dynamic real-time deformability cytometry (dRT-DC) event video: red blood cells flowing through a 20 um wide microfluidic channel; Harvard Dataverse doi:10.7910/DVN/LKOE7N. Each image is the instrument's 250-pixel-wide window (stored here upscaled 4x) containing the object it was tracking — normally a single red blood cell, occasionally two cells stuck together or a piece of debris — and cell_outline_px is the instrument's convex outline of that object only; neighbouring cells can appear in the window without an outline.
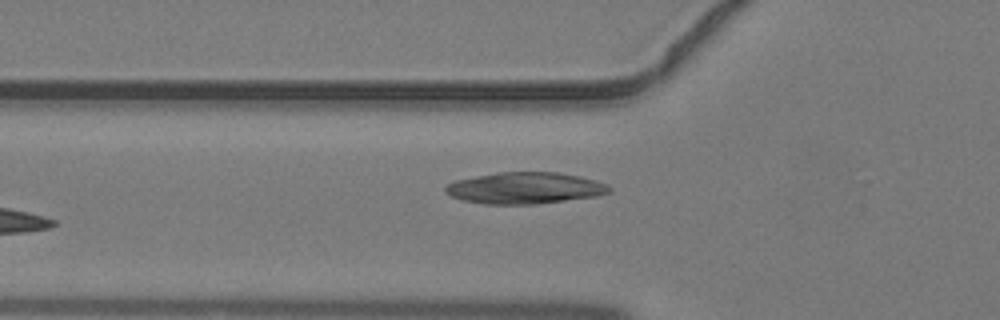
{"species": "common noctule bat (a hibernating species)", "species_latin": "Nyctalus noctula", "temperature_condition": "warm", "stored_images_in_passage": 4, "camera_frame_rate_fps": 3000, "um_per_image_px": 0.085, "animal": {"sex": "male", "body_mass_g": 19.2, "forearm_length_mm": 51.8}, "frame": {"image": 1, "passage_image": 4, "time_ms": 1.0, "image_size_px": [1000, 320], "cell_outline_px": [[612, 192], [596, 196], [536, 204], [484, 204], [464, 200], [452, 196], [444, 192], [444, 188], [448, 184], [456, 180], [496, 172], [556, 172], [580, 176], [604, 184], [612, 188]], "centroid_in_image_um": [44.6, 15.98], "position_along_channel_um": 81.2, "area_um2": 29.88}}